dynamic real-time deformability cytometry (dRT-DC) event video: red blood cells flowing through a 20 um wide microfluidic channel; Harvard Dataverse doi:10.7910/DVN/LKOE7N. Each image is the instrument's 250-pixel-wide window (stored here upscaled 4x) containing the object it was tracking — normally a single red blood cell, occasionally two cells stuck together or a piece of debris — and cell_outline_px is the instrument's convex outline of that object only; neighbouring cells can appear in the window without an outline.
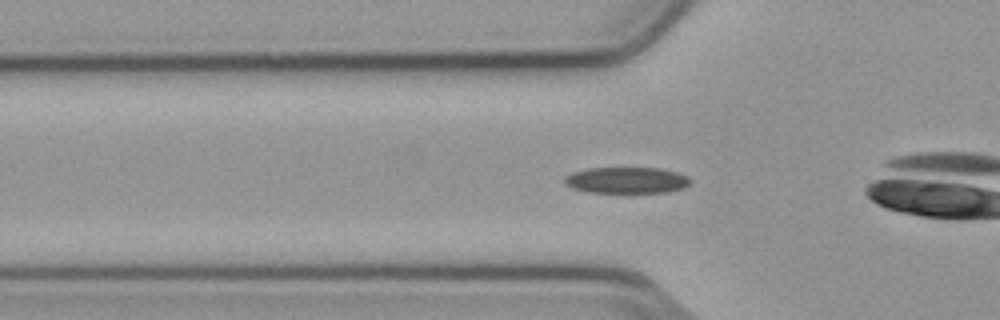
{"species": "common noctule bat (a hibernating species)", "species_latin": "Nyctalus noctula", "temperature_condition": "cold", "stored_images_in_passage": 42, "camera_frame_rate_fps": 3000, "um_per_image_px": 0.085, "animal": {"sex": "male", "body_mass_g": 23.1, "forearm_length_mm": 52.7}, "frame": {"image": 1, "passage_image": 5, "time_ms": 1.333, "image_size_px": [1000, 320], "cell_outline_px": [[692, 180], [684, 188], [668, 192], [588, 192], [572, 188], [564, 184], [564, 176], [572, 172], [588, 168], [660, 168], [676, 172], [688, 176]], "centroid_in_image_um": [53.24, 15.31], "position_along_channel_um": 72.6, "area_um2": 19.31}}
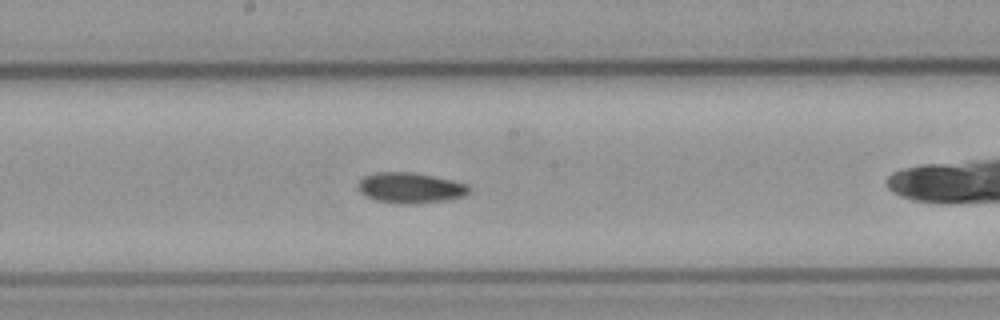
{"frame": {"image": 2, "passage_image": 16, "time_ms": 5.0, "image_size_px": [1000, 320], "cell_outline_px": [[472, 188], [464, 196], [444, 200], [412, 204], [396, 204], [376, 200], [360, 192], [356, 184], [364, 176], [376, 172], [408, 172], [432, 176], [452, 180], [468, 184]], "centroid_in_image_um": [34.86, 15.97], "position_along_channel_um": 213.3, "area_um2": 19.71}}
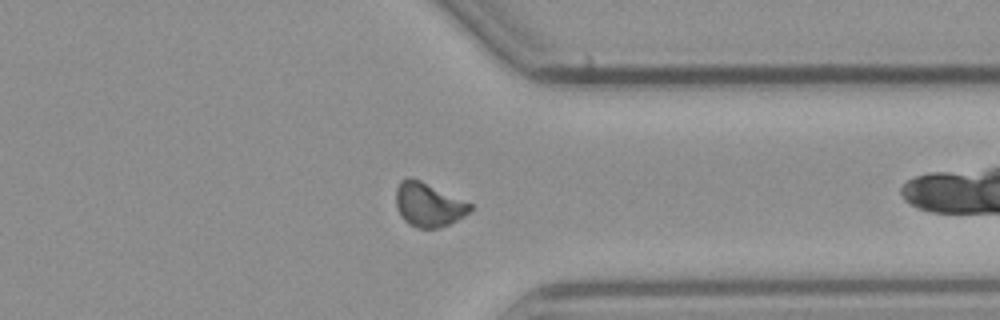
{"frame": {"image": 3, "passage_image": 29, "time_ms": 9.333, "image_size_px": [1000, 320], "cell_outline_px": [[472, 208], [464, 216], [448, 224], [436, 228], [416, 228], [408, 224], [400, 216], [396, 208], [396, 188], [400, 180], [408, 176], [420, 180], [472, 204]], "centroid_in_image_um": [36.36, 17.39], "position_along_channel_um": 375.0, "area_um2": 18.96}}